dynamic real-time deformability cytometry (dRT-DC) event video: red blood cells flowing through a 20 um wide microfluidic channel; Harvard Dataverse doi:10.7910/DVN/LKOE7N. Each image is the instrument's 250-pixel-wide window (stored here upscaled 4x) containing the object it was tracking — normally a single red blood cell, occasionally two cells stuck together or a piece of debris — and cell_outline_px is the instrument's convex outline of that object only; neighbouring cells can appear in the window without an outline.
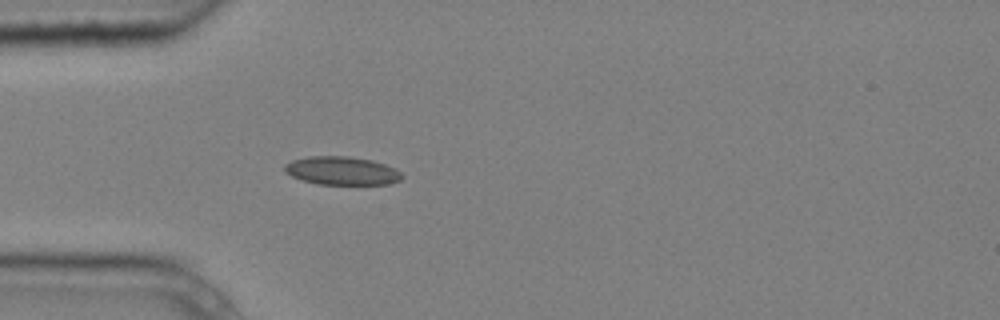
{"species": "common noctule bat (a hibernating species)", "species_latin": "Nyctalus noctula", "temperature_condition": "cold", "stored_images_in_passage": 5, "camera_frame_rate_fps": 3000, "um_per_image_px": 0.085, "animal": {"sex": "male", "body_mass_g": 20.4}, "frame": {"image": 1, "passage_image": 5, "time_ms": 1.333, "image_size_px": [1000, 320], "cell_outline_px": [[404, 176], [400, 180], [388, 184], [316, 184], [292, 176], [284, 172], [284, 164], [292, 160], [308, 156], [348, 156], [372, 160], [396, 168]], "centroid_in_image_um": [29.05, 14.51], "position_along_channel_um": 55.9, "area_um2": 19.42}}